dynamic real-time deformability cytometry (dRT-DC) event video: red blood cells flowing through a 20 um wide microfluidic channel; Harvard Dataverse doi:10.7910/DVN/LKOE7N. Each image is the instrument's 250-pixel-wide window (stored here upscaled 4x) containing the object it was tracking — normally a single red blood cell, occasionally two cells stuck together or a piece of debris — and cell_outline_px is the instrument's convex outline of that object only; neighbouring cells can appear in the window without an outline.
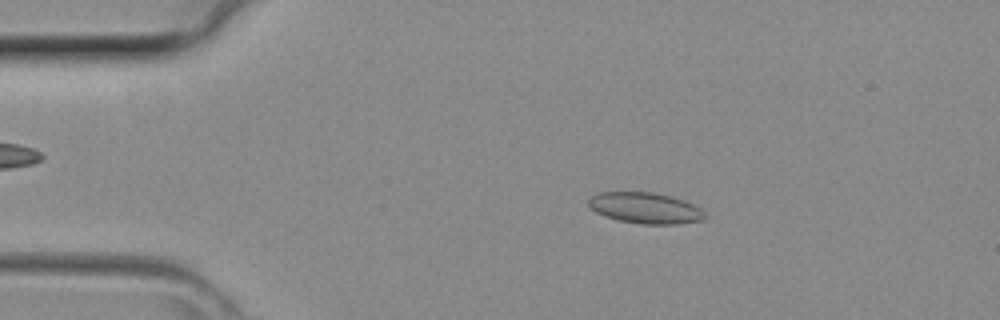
{"species": "common noctule bat (a hibernating species)", "species_latin": "Nyctalus noctula", "temperature_condition": "room temperature", "stored_images_in_passage": 41, "camera_frame_rate_fps": 3000, "um_per_image_px": 0.085, "animal": {"sex": "female", "body_mass_g": 29.2, "forearm_length_mm": 56.3}, "frame": {"image": 1, "passage_image": 7, "time_ms": 2.0, "image_size_px": [1000, 320], "cell_outline_px": [[708, 216], [704, 220], [676, 224], [640, 224], [620, 220], [604, 216], [596, 212], [588, 204], [588, 200], [592, 196], [600, 192], [652, 192], [672, 196], [684, 200], [700, 208]], "centroid_in_image_um": [54.88, 17.68], "position_along_channel_um": 30.1, "area_um2": 21.04}}
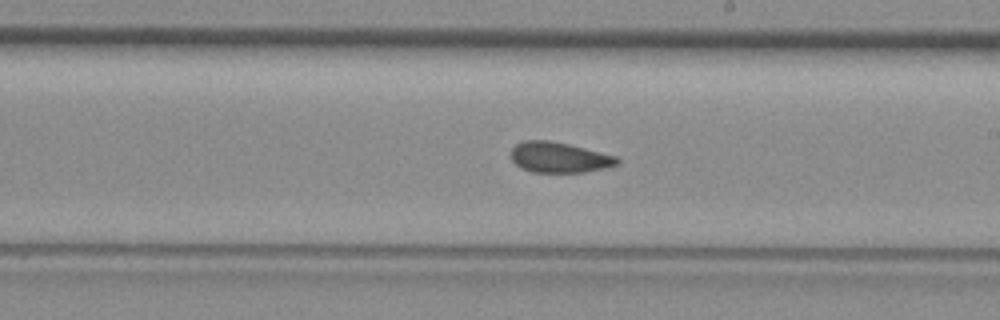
{"frame": {"image": 2, "passage_image": 23, "time_ms": 7.333, "image_size_px": [1000, 320], "cell_outline_px": [[620, 164], [604, 168], [584, 172], [532, 172], [520, 168], [512, 160], [512, 148], [516, 144], [524, 140], [548, 140], [568, 144], [616, 156], [620, 160]], "centroid_in_image_um": [47.53, 13.38], "position_along_channel_um": 241.5, "area_um2": 18.79}}
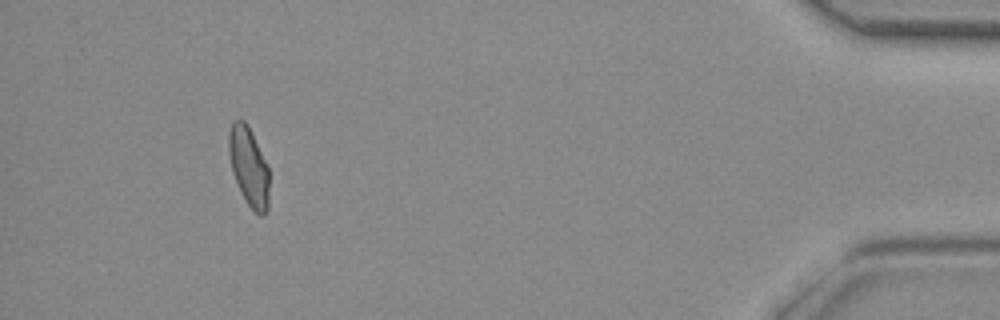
{"frame": {"image": 3, "passage_image": 38, "time_ms": 12.333, "image_size_px": [1000, 320], "cell_outline_px": [[268, 208], [264, 216], [260, 216], [248, 204], [240, 192], [232, 172], [228, 152], [228, 132], [232, 120], [244, 120], [248, 124], [268, 168]], "centroid_in_image_um": [21.12, 14.14], "position_along_channel_um": 414.1, "area_um2": 18.55}}